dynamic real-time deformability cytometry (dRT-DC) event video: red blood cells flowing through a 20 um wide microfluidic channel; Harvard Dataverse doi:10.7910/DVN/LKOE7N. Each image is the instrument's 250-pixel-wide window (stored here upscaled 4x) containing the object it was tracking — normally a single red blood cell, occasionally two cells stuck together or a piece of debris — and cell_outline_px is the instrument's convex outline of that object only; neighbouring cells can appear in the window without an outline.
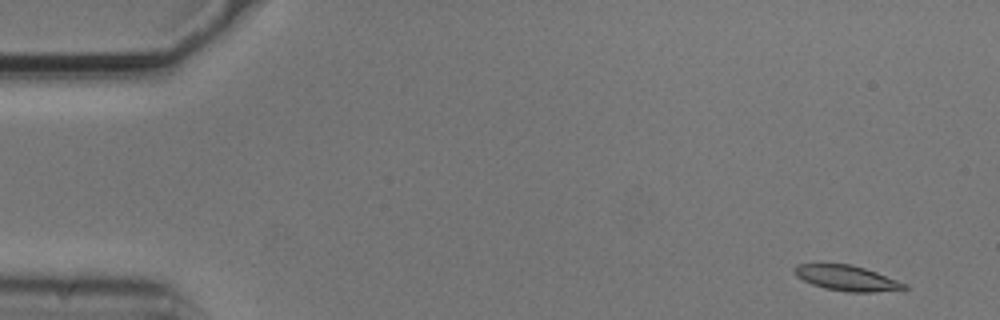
{"species": "common noctule bat (a hibernating species)", "species_latin": "Nyctalus noctula", "temperature_condition": "cold", "stored_images_in_passage": 13, "camera_frame_rate_fps": 3000, "um_per_image_px": 0.085, "animal": {"sex": "male", "body_mass_g": 20.5, "forearm_length_mm": 52.5}, "frame": {"image": 1, "passage_image": 2, "time_ms": 0.333, "image_size_px": [1000, 320], "cell_outline_px": [[908, 288], [872, 292], [848, 292], [824, 288], [812, 284], [796, 276], [792, 272], [796, 264], [848, 264], [864, 268], [876, 272], [908, 284]], "centroid_in_image_um": [71.95, 23.64], "position_along_channel_um": 13.0, "area_um2": 16.07}}